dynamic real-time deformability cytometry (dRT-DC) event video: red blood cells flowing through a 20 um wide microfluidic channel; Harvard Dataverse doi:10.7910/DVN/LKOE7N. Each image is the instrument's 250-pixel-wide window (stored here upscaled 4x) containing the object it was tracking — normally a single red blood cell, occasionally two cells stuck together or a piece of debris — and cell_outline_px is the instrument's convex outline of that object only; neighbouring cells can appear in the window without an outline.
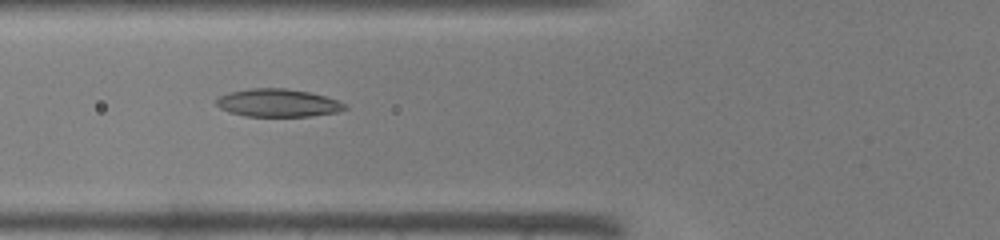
{"species": "common noctule bat (a hibernating species)", "species_latin": "Nyctalus noctula", "temperature_condition": "warm", "stored_images_in_passage": 30, "camera_frame_rate_fps": 3000, "um_per_image_px": 0.085, "animal": {"sex": "male", "body_mass_g": 19.0, "forearm_length_mm": 50.8}, "frame": {"image": 1, "passage_image": 3, "time_ms": 0.667, "image_size_px": [1000, 240], "cell_outline_px": [[348, 108], [336, 112], [312, 116], [244, 116], [228, 112], [220, 108], [216, 104], [216, 100], [220, 96], [228, 92], [248, 88], [284, 88], [308, 92], [324, 96], [336, 100], [344, 104]], "centroid_in_image_um": [23.57, 8.75], "position_along_channel_um": 102.2, "area_um2": 20.81}}
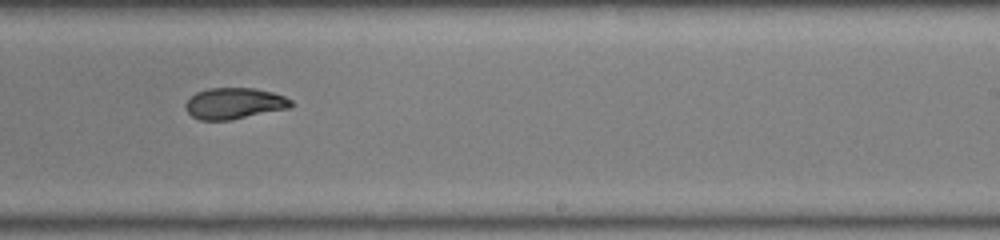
{"frame": {"image": 2, "passage_image": 14, "time_ms": 4.333, "image_size_px": [1000, 240], "cell_outline_px": [[292, 108], [232, 120], [200, 120], [192, 116], [184, 108], [184, 104], [196, 92], [208, 88], [256, 88], [272, 92], [284, 96], [292, 100]], "centroid_in_image_um": [19.93, 8.79], "position_along_channel_um": 269.1, "area_um2": 19.42}}
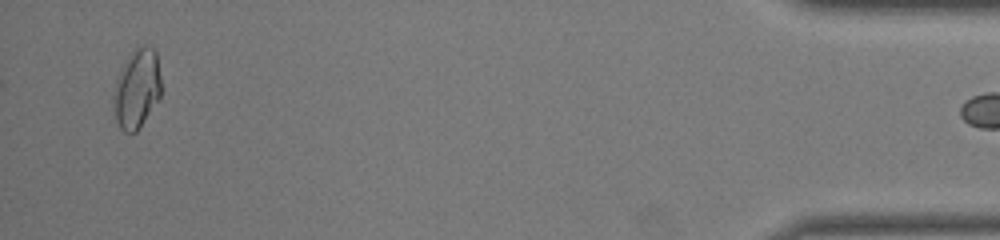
{"frame": {"image": 3, "passage_image": 29, "time_ms": 9.333, "image_size_px": [1000, 240], "cell_outline_px": [[164, 88], [160, 96], [136, 132], [124, 132], [120, 128], [116, 120], [112, 96], [116, 80], [124, 64], [132, 52], [136, 48], [144, 44], [148, 44], [156, 52]], "centroid_in_image_um": [11.66, 7.52], "position_along_channel_um": 423.5, "area_um2": 22.08}}